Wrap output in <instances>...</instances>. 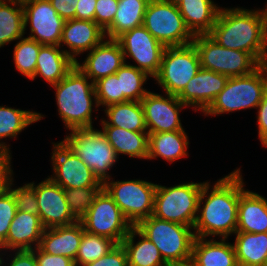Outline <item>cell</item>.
Wrapping results in <instances>:
<instances>
[{"instance_id":"cell-1","label":"cell","mask_w":267,"mask_h":266,"mask_svg":"<svg viewBox=\"0 0 267 266\" xmlns=\"http://www.w3.org/2000/svg\"><path fill=\"white\" fill-rule=\"evenodd\" d=\"M240 169L218 179L213 186L210 181L203 184L193 227L196 237L228 239L236 232L238 203L246 190Z\"/></svg>"},{"instance_id":"cell-2","label":"cell","mask_w":267,"mask_h":266,"mask_svg":"<svg viewBox=\"0 0 267 266\" xmlns=\"http://www.w3.org/2000/svg\"><path fill=\"white\" fill-rule=\"evenodd\" d=\"M263 9L222 8L208 34L224 48L250 53L267 64V5Z\"/></svg>"},{"instance_id":"cell-3","label":"cell","mask_w":267,"mask_h":266,"mask_svg":"<svg viewBox=\"0 0 267 266\" xmlns=\"http://www.w3.org/2000/svg\"><path fill=\"white\" fill-rule=\"evenodd\" d=\"M51 87L56 90L58 114L66 129L93 128V109H99L94 83L77 65Z\"/></svg>"},{"instance_id":"cell-4","label":"cell","mask_w":267,"mask_h":266,"mask_svg":"<svg viewBox=\"0 0 267 266\" xmlns=\"http://www.w3.org/2000/svg\"><path fill=\"white\" fill-rule=\"evenodd\" d=\"M135 228L154 243L169 266L191 260L196 238L193 227L151 215L140 221Z\"/></svg>"},{"instance_id":"cell-5","label":"cell","mask_w":267,"mask_h":266,"mask_svg":"<svg viewBox=\"0 0 267 266\" xmlns=\"http://www.w3.org/2000/svg\"><path fill=\"white\" fill-rule=\"evenodd\" d=\"M267 89V64H262L253 73L228 78L224 89L203 112L204 116H218L235 111L255 109Z\"/></svg>"},{"instance_id":"cell-6","label":"cell","mask_w":267,"mask_h":266,"mask_svg":"<svg viewBox=\"0 0 267 266\" xmlns=\"http://www.w3.org/2000/svg\"><path fill=\"white\" fill-rule=\"evenodd\" d=\"M61 142L92 170L103 184L112 176L109 174L118 161L114 148L109 144L102 130L93 128L71 129Z\"/></svg>"},{"instance_id":"cell-7","label":"cell","mask_w":267,"mask_h":266,"mask_svg":"<svg viewBox=\"0 0 267 266\" xmlns=\"http://www.w3.org/2000/svg\"><path fill=\"white\" fill-rule=\"evenodd\" d=\"M204 183L186 182L171 187L157 184L152 215L159 219L194 227Z\"/></svg>"},{"instance_id":"cell-8","label":"cell","mask_w":267,"mask_h":266,"mask_svg":"<svg viewBox=\"0 0 267 266\" xmlns=\"http://www.w3.org/2000/svg\"><path fill=\"white\" fill-rule=\"evenodd\" d=\"M201 68L224 74L228 78L246 76L261 64L247 52L224 48L208 34L194 36Z\"/></svg>"},{"instance_id":"cell-9","label":"cell","mask_w":267,"mask_h":266,"mask_svg":"<svg viewBox=\"0 0 267 266\" xmlns=\"http://www.w3.org/2000/svg\"><path fill=\"white\" fill-rule=\"evenodd\" d=\"M142 25L165 47L187 45L194 39L174 0H150Z\"/></svg>"},{"instance_id":"cell-10","label":"cell","mask_w":267,"mask_h":266,"mask_svg":"<svg viewBox=\"0 0 267 266\" xmlns=\"http://www.w3.org/2000/svg\"><path fill=\"white\" fill-rule=\"evenodd\" d=\"M102 187L133 227L153 214L157 183L140 179L114 181L110 178Z\"/></svg>"},{"instance_id":"cell-11","label":"cell","mask_w":267,"mask_h":266,"mask_svg":"<svg viewBox=\"0 0 267 266\" xmlns=\"http://www.w3.org/2000/svg\"><path fill=\"white\" fill-rule=\"evenodd\" d=\"M201 68L193 43L166 47L158 73L153 77L164 93L178 95Z\"/></svg>"},{"instance_id":"cell-12","label":"cell","mask_w":267,"mask_h":266,"mask_svg":"<svg viewBox=\"0 0 267 266\" xmlns=\"http://www.w3.org/2000/svg\"><path fill=\"white\" fill-rule=\"evenodd\" d=\"M84 231L113 240L121 244L133 228L112 197L102 187L93 203L79 220Z\"/></svg>"},{"instance_id":"cell-13","label":"cell","mask_w":267,"mask_h":266,"mask_svg":"<svg viewBox=\"0 0 267 266\" xmlns=\"http://www.w3.org/2000/svg\"><path fill=\"white\" fill-rule=\"evenodd\" d=\"M116 40L121 46L125 63L127 57L131 58L137 65H129L145 71L150 78L158 73L166 47L143 25L123 33Z\"/></svg>"},{"instance_id":"cell-14","label":"cell","mask_w":267,"mask_h":266,"mask_svg":"<svg viewBox=\"0 0 267 266\" xmlns=\"http://www.w3.org/2000/svg\"><path fill=\"white\" fill-rule=\"evenodd\" d=\"M51 153L53 174L48 176L63 189L81 187H102L92 170L67 148L61 141L52 143Z\"/></svg>"},{"instance_id":"cell-15","label":"cell","mask_w":267,"mask_h":266,"mask_svg":"<svg viewBox=\"0 0 267 266\" xmlns=\"http://www.w3.org/2000/svg\"><path fill=\"white\" fill-rule=\"evenodd\" d=\"M24 34L30 28V39L41 45L59 46L65 20L52 7L50 0H36L23 6Z\"/></svg>"},{"instance_id":"cell-16","label":"cell","mask_w":267,"mask_h":266,"mask_svg":"<svg viewBox=\"0 0 267 266\" xmlns=\"http://www.w3.org/2000/svg\"><path fill=\"white\" fill-rule=\"evenodd\" d=\"M140 102L148 134L185 130L179 112L187 106L176 95L149 91Z\"/></svg>"},{"instance_id":"cell-17","label":"cell","mask_w":267,"mask_h":266,"mask_svg":"<svg viewBox=\"0 0 267 266\" xmlns=\"http://www.w3.org/2000/svg\"><path fill=\"white\" fill-rule=\"evenodd\" d=\"M34 189L38 201L39 217L45 229L67 226L78 221L67 204L64 189L49 177L39 182L29 183Z\"/></svg>"},{"instance_id":"cell-18","label":"cell","mask_w":267,"mask_h":266,"mask_svg":"<svg viewBox=\"0 0 267 266\" xmlns=\"http://www.w3.org/2000/svg\"><path fill=\"white\" fill-rule=\"evenodd\" d=\"M228 77L211 70L200 68L190 79L177 98L187 107L204 112L224 89Z\"/></svg>"},{"instance_id":"cell-19","label":"cell","mask_w":267,"mask_h":266,"mask_svg":"<svg viewBox=\"0 0 267 266\" xmlns=\"http://www.w3.org/2000/svg\"><path fill=\"white\" fill-rule=\"evenodd\" d=\"M106 38L105 31L95 22L81 19L65 20L59 46L76 63L77 56L90 52Z\"/></svg>"},{"instance_id":"cell-20","label":"cell","mask_w":267,"mask_h":266,"mask_svg":"<svg viewBox=\"0 0 267 266\" xmlns=\"http://www.w3.org/2000/svg\"><path fill=\"white\" fill-rule=\"evenodd\" d=\"M125 63L121 46L116 39L105 38L86 55L82 63L75 65L93 82L105 78L116 71Z\"/></svg>"},{"instance_id":"cell-21","label":"cell","mask_w":267,"mask_h":266,"mask_svg":"<svg viewBox=\"0 0 267 266\" xmlns=\"http://www.w3.org/2000/svg\"><path fill=\"white\" fill-rule=\"evenodd\" d=\"M45 228L39 215L17 211L9 228L6 241L1 245L7 250H32L39 246Z\"/></svg>"},{"instance_id":"cell-22","label":"cell","mask_w":267,"mask_h":266,"mask_svg":"<svg viewBox=\"0 0 267 266\" xmlns=\"http://www.w3.org/2000/svg\"><path fill=\"white\" fill-rule=\"evenodd\" d=\"M84 233L80 221L67 226H58L44 230L39 248L51 255H62L75 261Z\"/></svg>"},{"instance_id":"cell-23","label":"cell","mask_w":267,"mask_h":266,"mask_svg":"<svg viewBox=\"0 0 267 266\" xmlns=\"http://www.w3.org/2000/svg\"><path fill=\"white\" fill-rule=\"evenodd\" d=\"M193 36L209 34L221 9L213 0H174Z\"/></svg>"},{"instance_id":"cell-24","label":"cell","mask_w":267,"mask_h":266,"mask_svg":"<svg viewBox=\"0 0 267 266\" xmlns=\"http://www.w3.org/2000/svg\"><path fill=\"white\" fill-rule=\"evenodd\" d=\"M236 231L267 232V198L250 190L240 195Z\"/></svg>"},{"instance_id":"cell-25","label":"cell","mask_w":267,"mask_h":266,"mask_svg":"<svg viewBox=\"0 0 267 266\" xmlns=\"http://www.w3.org/2000/svg\"><path fill=\"white\" fill-rule=\"evenodd\" d=\"M227 240L196 237L191 261L196 266H238L234 245Z\"/></svg>"},{"instance_id":"cell-26","label":"cell","mask_w":267,"mask_h":266,"mask_svg":"<svg viewBox=\"0 0 267 266\" xmlns=\"http://www.w3.org/2000/svg\"><path fill=\"white\" fill-rule=\"evenodd\" d=\"M34 76L41 77L50 86L57 84L75 66V62L60 46L42 45L40 47Z\"/></svg>"},{"instance_id":"cell-27","label":"cell","mask_w":267,"mask_h":266,"mask_svg":"<svg viewBox=\"0 0 267 266\" xmlns=\"http://www.w3.org/2000/svg\"><path fill=\"white\" fill-rule=\"evenodd\" d=\"M43 117L45 116L39 112L0 106V154L12 160L10 144L7 145L2 140L18 138V134Z\"/></svg>"},{"instance_id":"cell-28","label":"cell","mask_w":267,"mask_h":266,"mask_svg":"<svg viewBox=\"0 0 267 266\" xmlns=\"http://www.w3.org/2000/svg\"><path fill=\"white\" fill-rule=\"evenodd\" d=\"M189 140L185 130L149 134L147 160L162 158L169 163L188 155Z\"/></svg>"},{"instance_id":"cell-29","label":"cell","mask_w":267,"mask_h":266,"mask_svg":"<svg viewBox=\"0 0 267 266\" xmlns=\"http://www.w3.org/2000/svg\"><path fill=\"white\" fill-rule=\"evenodd\" d=\"M101 129L118 157L122 154L147 160L148 132H134L116 126H102Z\"/></svg>"},{"instance_id":"cell-30","label":"cell","mask_w":267,"mask_h":266,"mask_svg":"<svg viewBox=\"0 0 267 266\" xmlns=\"http://www.w3.org/2000/svg\"><path fill=\"white\" fill-rule=\"evenodd\" d=\"M107 119L100 126H116L134 132H147L144 110L140 101H125L112 104L105 109Z\"/></svg>"},{"instance_id":"cell-31","label":"cell","mask_w":267,"mask_h":266,"mask_svg":"<svg viewBox=\"0 0 267 266\" xmlns=\"http://www.w3.org/2000/svg\"><path fill=\"white\" fill-rule=\"evenodd\" d=\"M233 243L238 266L267 265V232L248 233L236 231Z\"/></svg>"},{"instance_id":"cell-32","label":"cell","mask_w":267,"mask_h":266,"mask_svg":"<svg viewBox=\"0 0 267 266\" xmlns=\"http://www.w3.org/2000/svg\"><path fill=\"white\" fill-rule=\"evenodd\" d=\"M136 236L140 238L137 242ZM121 244L127 253L128 266H169L154 243L135 227L129 231Z\"/></svg>"},{"instance_id":"cell-33","label":"cell","mask_w":267,"mask_h":266,"mask_svg":"<svg viewBox=\"0 0 267 266\" xmlns=\"http://www.w3.org/2000/svg\"><path fill=\"white\" fill-rule=\"evenodd\" d=\"M150 0H119L112 24L105 30L106 38L117 39L123 33L142 26Z\"/></svg>"},{"instance_id":"cell-34","label":"cell","mask_w":267,"mask_h":266,"mask_svg":"<svg viewBox=\"0 0 267 266\" xmlns=\"http://www.w3.org/2000/svg\"><path fill=\"white\" fill-rule=\"evenodd\" d=\"M24 35L23 6L13 0H0V48Z\"/></svg>"},{"instance_id":"cell-35","label":"cell","mask_w":267,"mask_h":266,"mask_svg":"<svg viewBox=\"0 0 267 266\" xmlns=\"http://www.w3.org/2000/svg\"><path fill=\"white\" fill-rule=\"evenodd\" d=\"M120 86V103L125 101H141L149 92L143 88L149 75L135 66L124 63L115 73Z\"/></svg>"},{"instance_id":"cell-36","label":"cell","mask_w":267,"mask_h":266,"mask_svg":"<svg viewBox=\"0 0 267 266\" xmlns=\"http://www.w3.org/2000/svg\"><path fill=\"white\" fill-rule=\"evenodd\" d=\"M115 245L116 243L109 238L84 231L75 257V266H82L98 260L106 255Z\"/></svg>"},{"instance_id":"cell-37","label":"cell","mask_w":267,"mask_h":266,"mask_svg":"<svg viewBox=\"0 0 267 266\" xmlns=\"http://www.w3.org/2000/svg\"><path fill=\"white\" fill-rule=\"evenodd\" d=\"M42 45L29 37H22L14 45L13 63L22 76L31 79L36 70L37 56Z\"/></svg>"},{"instance_id":"cell-38","label":"cell","mask_w":267,"mask_h":266,"mask_svg":"<svg viewBox=\"0 0 267 266\" xmlns=\"http://www.w3.org/2000/svg\"><path fill=\"white\" fill-rule=\"evenodd\" d=\"M13 169L6 175L3 185L12 193L17 211L39 215L38 201L35 189L29 184L14 186Z\"/></svg>"},{"instance_id":"cell-39","label":"cell","mask_w":267,"mask_h":266,"mask_svg":"<svg viewBox=\"0 0 267 266\" xmlns=\"http://www.w3.org/2000/svg\"><path fill=\"white\" fill-rule=\"evenodd\" d=\"M102 187H81L64 189L67 204L72 215L79 221L93 203L95 195Z\"/></svg>"},{"instance_id":"cell-40","label":"cell","mask_w":267,"mask_h":266,"mask_svg":"<svg viewBox=\"0 0 267 266\" xmlns=\"http://www.w3.org/2000/svg\"><path fill=\"white\" fill-rule=\"evenodd\" d=\"M99 107L120 103V86L116 74H111L94 83Z\"/></svg>"},{"instance_id":"cell-41","label":"cell","mask_w":267,"mask_h":266,"mask_svg":"<svg viewBox=\"0 0 267 266\" xmlns=\"http://www.w3.org/2000/svg\"><path fill=\"white\" fill-rule=\"evenodd\" d=\"M16 212L12 193L2 184L0 186V246L6 241L10 224Z\"/></svg>"},{"instance_id":"cell-42","label":"cell","mask_w":267,"mask_h":266,"mask_svg":"<svg viewBox=\"0 0 267 266\" xmlns=\"http://www.w3.org/2000/svg\"><path fill=\"white\" fill-rule=\"evenodd\" d=\"M119 0H97L94 21L105 31L113 22Z\"/></svg>"},{"instance_id":"cell-43","label":"cell","mask_w":267,"mask_h":266,"mask_svg":"<svg viewBox=\"0 0 267 266\" xmlns=\"http://www.w3.org/2000/svg\"><path fill=\"white\" fill-rule=\"evenodd\" d=\"M82 266H128L127 253L122 244H116L103 257Z\"/></svg>"},{"instance_id":"cell-44","label":"cell","mask_w":267,"mask_h":266,"mask_svg":"<svg viewBox=\"0 0 267 266\" xmlns=\"http://www.w3.org/2000/svg\"><path fill=\"white\" fill-rule=\"evenodd\" d=\"M5 252H9L11 254L7 255L5 257L9 262L7 263V260H4V256H6ZM14 253V254H13ZM12 250L11 251H4L1 254V265L0 266H38L35 255H34V249L32 250ZM6 261V262H5Z\"/></svg>"},{"instance_id":"cell-45","label":"cell","mask_w":267,"mask_h":266,"mask_svg":"<svg viewBox=\"0 0 267 266\" xmlns=\"http://www.w3.org/2000/svg\"><path fill=\"white\" fill-rule=\"evenodd\" d=\"M34 255L38 266H75L71 258L45 253L39 247L34 249Z\"/></svg>"},{"instance_id":"cell-46","label":"cell","mask_w":267,"mask_h":266,"mask_svg":"<svg viewBox=\"0 0 267 266\" xmlns=\"http://www.w3.org/2000/svg\"><path fill=\"white\" fill-rule=\"evenodd\" d=\"M256 109L259 141L263 146L267 147V89Z\"/></svg>"},{"instance_id":"cell-47","label":"cell","mask_w":267,"mask_h":266,"mask_svg":"<svg viewBox=\"0 0 267 266\" xmlns=\"http://www.w3.org/2000/svg\"><path fill=\"white\" fill-rule=\"evenodd\" d=\"M52 7L64 20L74 19L78 0H50Z\"/></svg>"},{"instance_id":"cell-48","label":"cell","mask_w":267,"mask_h":266,"mask_svg":"<svg viewBox=\"0 0 267 266\" xmlns=\"http://www.w3.org/2000/svg\"><path fill=\"white\" fill-rule=\"evenodd\" d=\"M97 0H78L75 19L94 21Z\"/></svg>"},{"instance_id":"cell-49","label":"cell","mask_w":267,"mask_h":266,"mask_svg":"<svg viewBox=\"0 0 267 266\" xmlns=\"http://www.w3.org/2000/svg\"><path fill=\"white\" fill-rule=\"evenodd\" d=\"M12 162L4 155L0 154V186L3 184V181L6 175L11 171Z\"/></svg>"},{"instance_id":"cell-50","label":"cell","mask_w":267,"mask_h":266,"mask_svg":"<svg viewBox=\"0 0 267 266\" xmlns=\"http://www.w3.org/2000/svg\"><path fill=\"white\" fill-rule=\"evenodd\" d=\"M170 266H196L191 260L184 263H176Z\"/></svg>"},{"instance_id":"cell-51","label":"cell","mask_w":267,"mask_h":266,"mask_svg":"<svg viewBox=\"0 0 267 266\" xmlns=\"http://www.w3.org/2000/svg\"><path fill=\"white\" fill-rule=\"evenodd\" d=\"M13 1H15L16 3L24 6L25 4L33 2V1H36V0H13Z\"/></svg>"},{"instance_id":"cell-52","label":"cell","mask_w":267,"mask_h":266,"mask_svg":"<svg viewBox=\"0 0 267 266\" xmlns=\"http://www.w3.org/2000/svg\"><path fill=\"white\" fill-rule=\"evenodd\" d=\"M2 249H1V246H0V265H1V254H2Z\"/></svg>"}]
</instances>
